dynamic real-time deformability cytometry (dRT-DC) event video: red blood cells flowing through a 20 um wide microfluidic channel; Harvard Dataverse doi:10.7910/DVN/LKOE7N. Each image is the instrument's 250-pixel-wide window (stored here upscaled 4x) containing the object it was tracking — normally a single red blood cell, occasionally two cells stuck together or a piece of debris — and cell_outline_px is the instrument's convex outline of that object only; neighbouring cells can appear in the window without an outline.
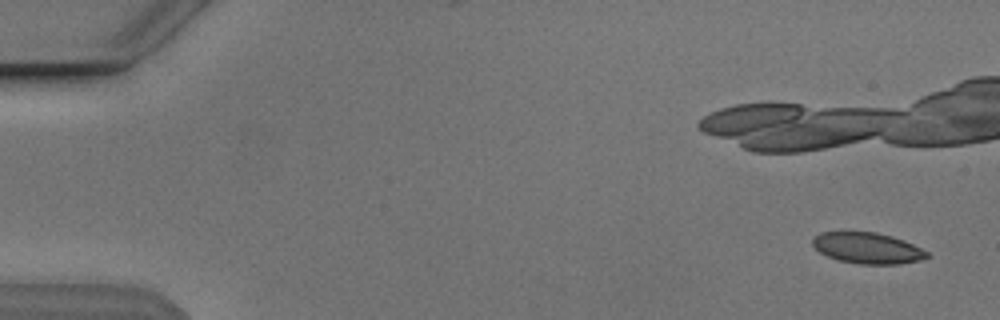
{"species": "Egyptian fruit bat (a non-hibernating species)", "species_latin": "Rousettus aegyptiacus", "temperature_condition": "cold", "stored_images_in_passage": 17, "camera_frame_rate_fps": 3000, "um_per_image_px": 0.085, "animal": {"sex": "male"}, "frame": {"image": 1, "passage_image": 3, "time_ms": 0.667, "image_size_px": [1000, 320], "cell_outline_px": [[932, 256], [920, 260], [900, 264], [860, 264], [836, 260], [820, 252], [812, 244], [812, 236], [820, 232], [876, 232], [892, 236], [904, 240], [928, 252]], "centroid_in_image_um": [73.73, 21.09], "position_along_channel_um": 11.3, "area_um2": 20.81}}